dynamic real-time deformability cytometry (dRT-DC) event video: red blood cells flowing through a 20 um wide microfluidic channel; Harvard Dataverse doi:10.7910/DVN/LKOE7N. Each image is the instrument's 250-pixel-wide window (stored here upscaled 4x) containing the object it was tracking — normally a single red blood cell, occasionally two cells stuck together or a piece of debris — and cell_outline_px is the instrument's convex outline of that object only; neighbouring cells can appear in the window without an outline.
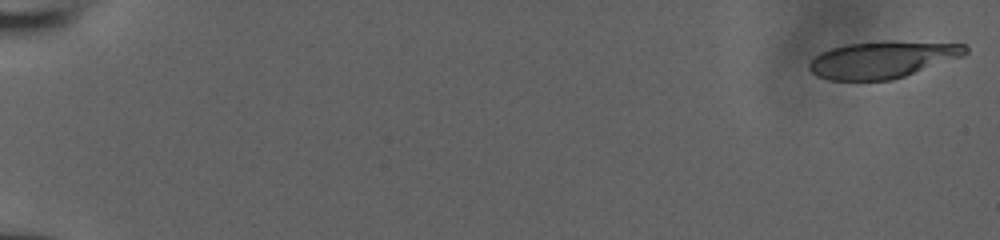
{"species": "human", "species_latin": "Homo sapiens", "temperature_condition": "room temperature", "stored_images_in_passage": 52, "camera_frame_rate_fps": 3000, "um_per_image_px": 0.085, "donor": {"sex": "male"}, "frame": {"image": 1, "passage_image": 1, "time_ms": 0.0, "image_size_px": [1000, 240], "cell_outline_px": [[968, 52], [960, 56], [904, 76], [892, 80], [828, 80], [816, 76], [808, 68], [808, 64], [820, 52], [832, 48], [848, 44], [880, 40], [892, 40], [968, 44]], "centroid_in_image_um": [74.98, 5.05], "position_along_channel_um": 10.0, "area_um2": 33.58}}
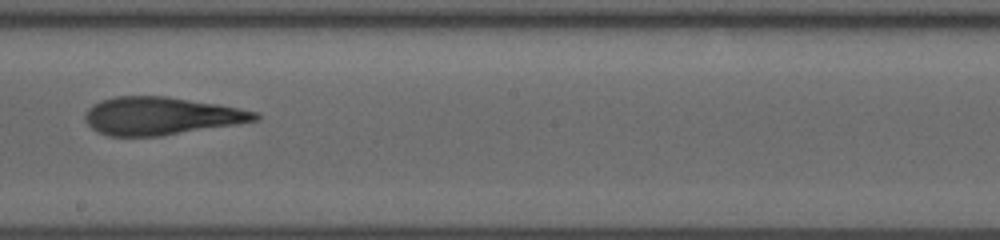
{"frame": {"image": 2, "passage_image": 32, "time_ms": 10.333, "image_size_px": [1000, 240], "cell_outline_px": [[260, 116], [256, 120], [236, 124], [160, 136], [108, 136], [96, 132], [84, 120], [84, 112], [92, 104], [100, 100], [116, 96], [168, 96], [216, 104], [260, 112]], "centroid_in_image_um": [13.63, 9.85], "position_along_channel_um": 234.6, "area_um2": 37.51}}
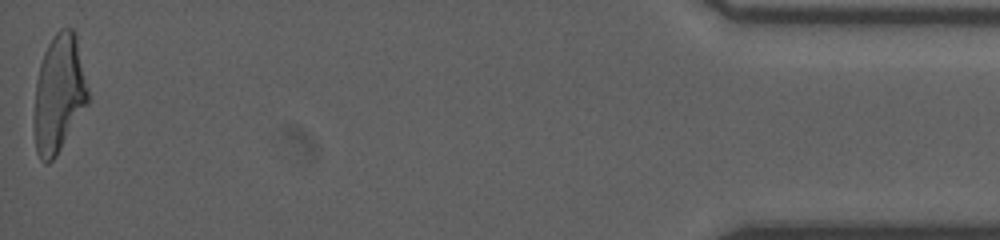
{"frame": {"image": 3, "passage_image": 52, "time_ms": 17.0, "image_size_px": [1000, 240], "cell_outline_px": [[88, 104], [56, 156], [48, 164], [44, 164], [40, 160], [36, 152], [36, 80], [40, 64], [44, 52], [52, 36], [60, 28], [72, 28], [76, 32], [88, 88]], "centroid_in_image_um": [5.04, 7.93], "position_along_channel_um": 430.2, "area_um2": 36.59}}